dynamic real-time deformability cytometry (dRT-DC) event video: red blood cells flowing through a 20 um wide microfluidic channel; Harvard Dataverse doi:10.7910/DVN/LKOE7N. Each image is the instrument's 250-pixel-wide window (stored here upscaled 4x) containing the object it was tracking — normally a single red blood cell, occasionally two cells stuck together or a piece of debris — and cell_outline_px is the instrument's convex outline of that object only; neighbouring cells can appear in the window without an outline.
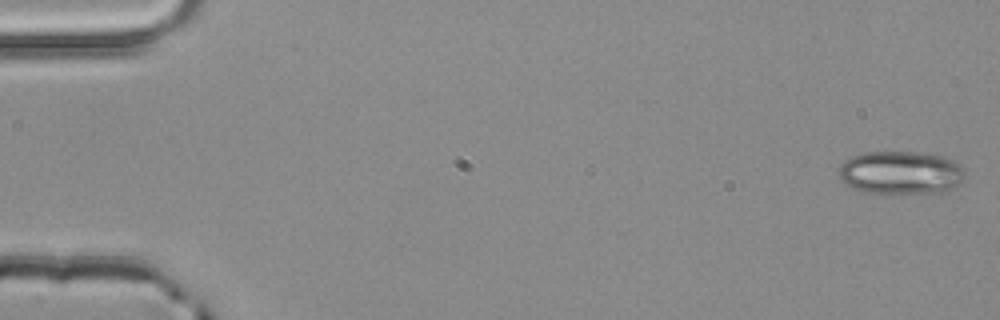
{"species": "common noctule bat (a hibernating species)", "species_latin": "Nyctalus noctula", "temperature_condition": "room temperature", "stored_images_in_passage": 4, "camera_frame_rate_fps": 3000, "um_per_image_px": 0.085, "animal": {"sex": "male", "body_mass_g": 20.4}, "frame": {"image": 1, "passage_image": 1, "time_ms": 0.0, "image_size_px": [1000, 320], "cell_outline_px": [[964, 176], [960, 184], [944, 192], [864, 192], [852, 188], [840, 180], [840, 164], [844, 160], [852, 156], [864, 152], [916, 152], [940, 156], [952, 160], [964, 168]], "centroid_in_image_um": [76.55, 14.66], "position_along_channel_um": 8.5, "area_um2": 31.44}}